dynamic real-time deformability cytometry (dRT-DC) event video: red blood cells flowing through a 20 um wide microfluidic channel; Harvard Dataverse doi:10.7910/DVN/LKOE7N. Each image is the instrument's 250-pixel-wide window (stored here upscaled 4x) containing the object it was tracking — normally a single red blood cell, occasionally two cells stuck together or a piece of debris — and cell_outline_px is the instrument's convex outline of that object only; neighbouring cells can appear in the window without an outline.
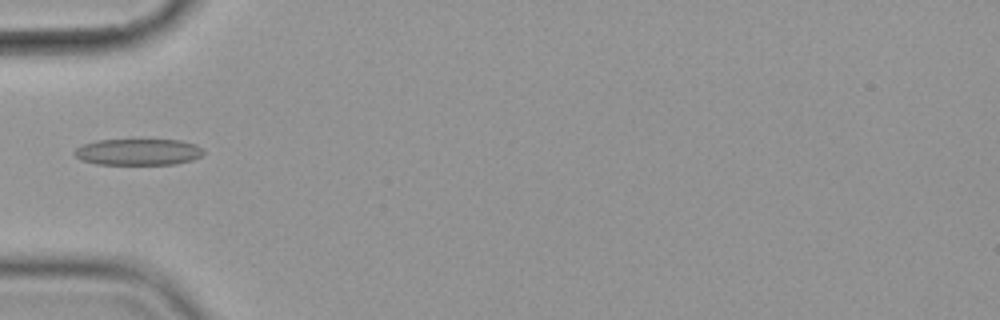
{"species": "common noctule bat (a hibernating species)", "species_latin": "Nyctalus noctula", "temperature_condition": "cold", "stored_images_in_passage": 6, "camera_frame_rate_fps": 3000, "um_per_image_px": 0.085, "animal": {"sex": "female", "body_mass_g": 19.9}, "frame": {"image": 1, "passage_image": 6, "time_ms": 6.0, "image_size_px": [1000, 320], "cell_outline_px": [[204, 152], [200, 156], [192, 160], [176, 164], [96, 164], [80, 160], [72, 152], [76, 148], [84, 144], [96, 140], [180, 140], [196, 144]], "centroid_in_image_um": [11.72, 12.92], "position_along_channel_um": 73.3, "area_um2": 19.83}}